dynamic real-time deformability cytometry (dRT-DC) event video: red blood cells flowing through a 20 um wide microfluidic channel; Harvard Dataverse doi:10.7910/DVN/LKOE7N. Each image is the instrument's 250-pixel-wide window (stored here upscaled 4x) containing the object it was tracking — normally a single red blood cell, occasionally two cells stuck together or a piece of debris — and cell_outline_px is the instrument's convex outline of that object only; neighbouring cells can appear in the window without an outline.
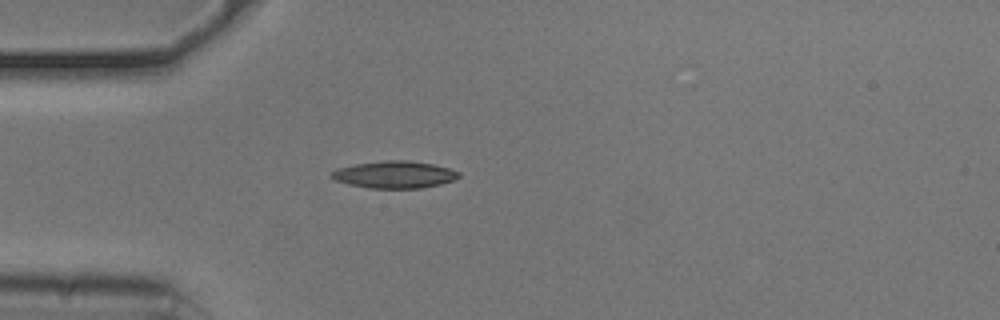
{"species": "common noctule bat (a hibernating species)", "species_latin": "Nyctalus noctula", "temperature_condition": "cold", "stored_images_in_passage": 40, "camera_frame_rate_fps": 3000, "um_per_image_px": 0.085, "animal": {"sex": "male", "body_mass_g": 20.5, "forearm_length_mm": 52.5}, "frame": {"image": 1, "passage_image": 1, "time_ms": 0.0, "image_size_px": [1000, 320], "cell_outline_px": [[460, 176], [452, 180], [440, 184], [420, 188], [368, 188], [348, 184], [336, 180], [328, 176], [336, 168], [356, 164], [384, 160], [408, 160], [432, 164], [448, 168], [460, 172]], "centroid_in_image_um": [33.5, 14.84], "position_along_channel_um": 51.5, "area_um2": 20.06}}
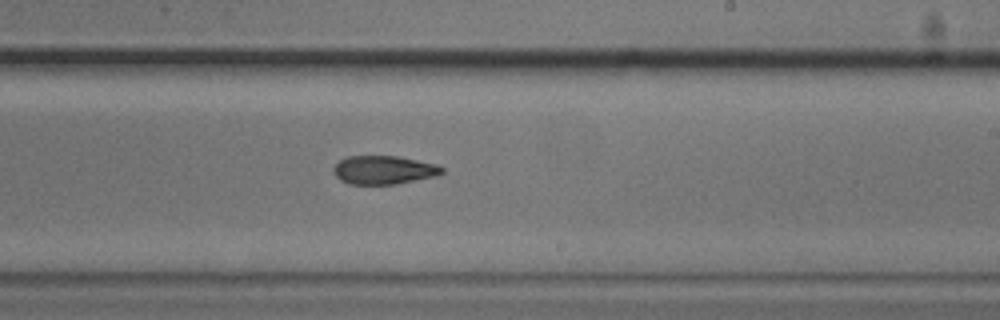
{"frame": {"image": 2, "passage_image": 18, "time_ms": 5.667, "image_size_px": [1000, 320], "cell_outline_px": [[444, 172], [436, 176], [396, 184], [348, 184], [340, 180], [332, 172], [332, 168], [340, 160], [348, 156], [396, 156], [436, 164], [444, 168]], "centroid_in_image_um": [32.6, 14.45], "position_along_channel_um": 256.4, "area_um2": 18.03}}
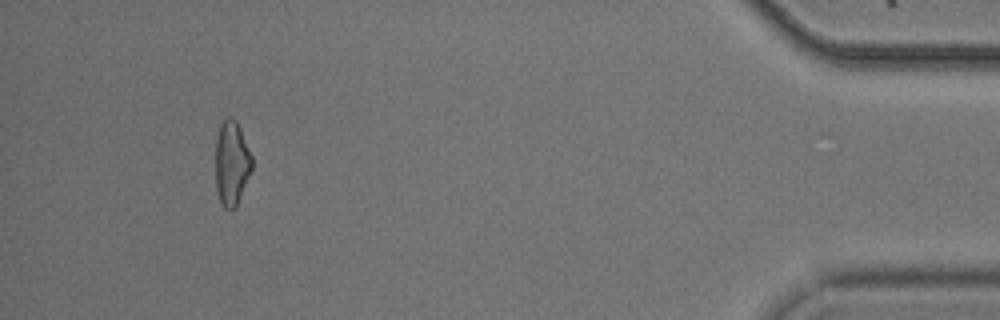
{"frame": {"image": 3, "passage_image": 36, "time_ms": 11.667, "image_size_px": [1000, 320], "cell_outline_px": [[252, 172], [236, 208], [224, 208], [220, 200], [216, 188], [216, 136], [220, 124], [228, 116], [232, 116], [236, 120], [240, 128], [252, 156]], "centroid_in_image_um": [19.7, 13.85], "position_along_channel_um": 415.5, "area_um2": 18.15}, "authors_computed_cell_mechanics": {"area_um2": 18.5538, "velocity_mm_per_s": 3.77, "shape_relaxation_time_tau1_ms": 10.4275, "shape_relaxation_time_tau2_ms": null, "deformation_change_tau1": 0.2093, "deformation_change_tau2": null}}